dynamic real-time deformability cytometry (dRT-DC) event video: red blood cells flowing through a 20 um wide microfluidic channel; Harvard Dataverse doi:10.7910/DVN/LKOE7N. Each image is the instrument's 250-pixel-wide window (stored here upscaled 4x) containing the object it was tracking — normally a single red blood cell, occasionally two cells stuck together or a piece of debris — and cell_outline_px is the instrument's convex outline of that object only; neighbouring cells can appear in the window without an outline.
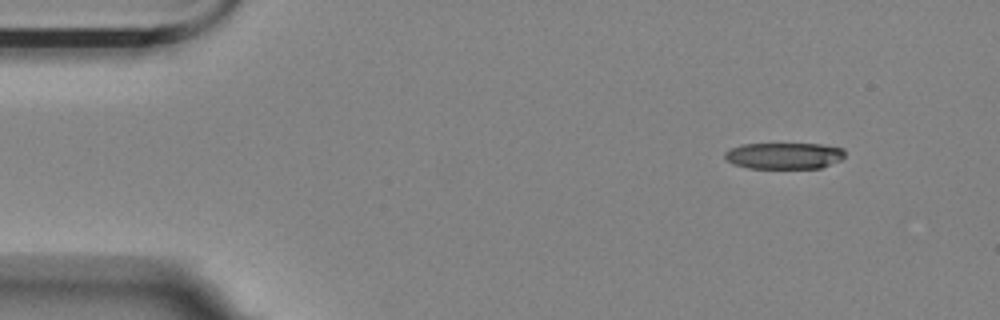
{"species": "Egyptian fruit bat (a non-hibernating species)", "species_latin": "Rousettus aegyptiacus", "temperature_condition": "room temperature", "stored_images_in_passage": 4, "segment_of_instrument_passage": [2, 2], "camera_frame_rate_fps": 3000, "um_per_image_px": 0.085, "animal": {"sex": "female"}, "frame": {"image": 1, "passage_image": 4, "time_ms": 1.0, "image_size_px": [1000, 320], "cell_outline_px": [[844, 156], [840, 160], [820, 168], [748, 168], [732, 164], [724, 156], [724, 152], [740, 144], [820, 144], [844, 148]], "centroid_in_image_um": [66.64, 13.24], "position_along_channel_um": 18.4, "area_um2": 18.44}}